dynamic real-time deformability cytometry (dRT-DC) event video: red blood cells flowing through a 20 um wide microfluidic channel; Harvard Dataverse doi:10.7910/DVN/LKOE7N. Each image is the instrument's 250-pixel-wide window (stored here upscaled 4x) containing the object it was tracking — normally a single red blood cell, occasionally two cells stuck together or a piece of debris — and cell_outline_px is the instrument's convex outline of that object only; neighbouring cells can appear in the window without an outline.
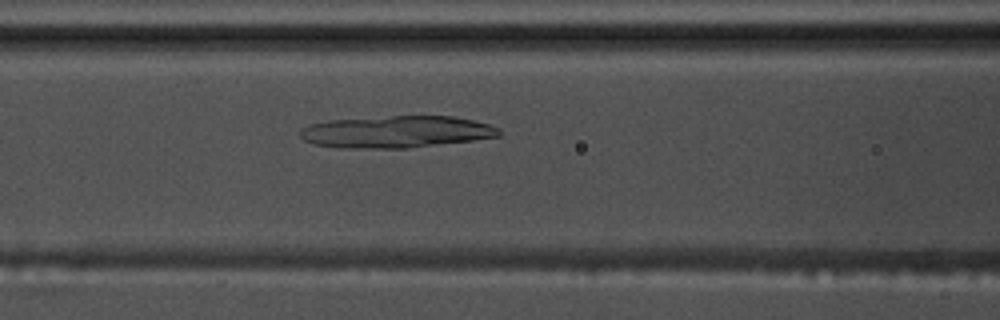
{"species": "common noctule bat (a hibernating species)", "species_latin": "Nyctalus noctula", "temperature_condition": "warm", "stored_images_in_passage": 47, "camera_frame_rate_fps": 3000, "um_per_image_px": 0.085, "animal": {"sex": "male", "body_mass_g": 17.5, "forearm_length_mm": 52.3}, "frame": {"image": 1, "passage_image": 16, "time_ms": 5.0, "image_size_px": [1000, 320], "cell_outline_px": [[500, 136], [472, 140], [408, 148], [340, 148], [312, 144], [304, 140], [300, 136], [300, 128], [312, 124], [328, 120], [392, 116], [452, 116], [472, 120], [488, 124], [500, 128]], "centroid_in_image_um": [33.66, 11.21], "position_along_channel_um": 132.9, "area_um2": 36.99}}
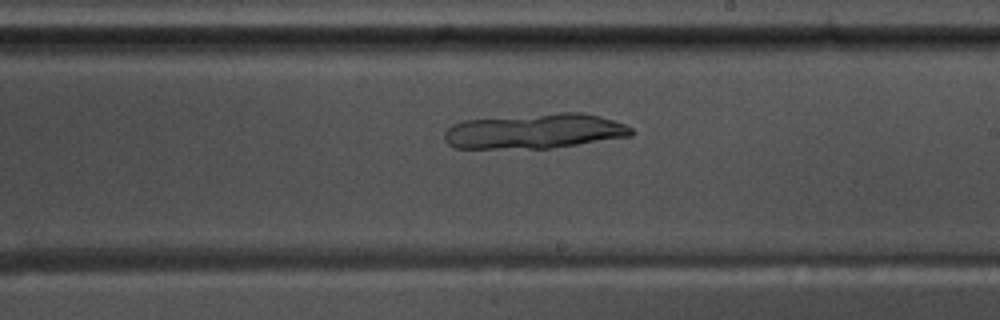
{"frame": {"image": 2, "passage_image": 25, "time_ms": 8.0, "image_size_px": [1000, 320], "cell_outline_px": [[632, 136], [548, 148], [456, 148], [448, 144], [444, 140], [444, 132], [452, 124], [464, 120], [560, 112], [584, 112], [600, 116], [624, 124], [632, 128]], "centroid_in_image_um": [45.43, 11.14], "position_along_channel_um": 243.6, "area_um2": 37.97}}